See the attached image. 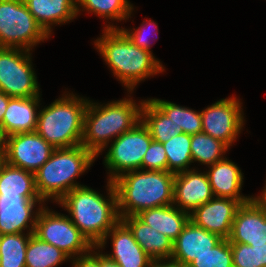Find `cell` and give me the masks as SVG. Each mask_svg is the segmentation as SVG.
<instances>
[{
    "label": "cell",
    "instance_id": "13",
    "mask_svg": "<svg viewBox=\"0 0 266 267\" xmlns=\"http://www.w3.org/2000/svg\"><path fill=\"white\" fill-rule=\"evenodd\" d=\"M240 205L237 200L231 198L213 197L190 212V221L210 233L228 239Z\"/></svg>",
    "mask_w": 266,
    "mask_h": 267
},
{
    "label": "cell",
    "instance_id": "10",
    "mask_svg": "<svg viewBox=\"0 0 266 267\" xmlns=\"http://www.w3.org/2000/svg\"><path fill=\"white\" fill-rule=\"evenodd\" d=\"M152 140L148 128L142 121L115 138L104 158V165L110 171L109 181L115 180L125 172L142 170V160Z\"/></svg>",
    "mask_w": 266,
    "mask_h": 267
},
{
    "label": "cell",
    "instance_id": "21",
    "mask_svg": "<svg viewBox=\"0 0 266 267\" xmlns=\"http://www.w3.org/2000/svg\"><path fill=\"white\" fill-rule=\"evenodd\" d=\"M29 12L43 30L50 35L51 26L77 17V0H24Z\"/></svg>",
    "mask_w": 266,
    "mask_h": 267
},
{
    "label": "cell",
    "instance_id": "29",
    "mask_svg": "<svg viewBox=\"0 0 266 267\" xmlns=\"http://www.w3.org/2000/svg\"><path fill=\"white\" fill-rule=\"evenodd\" d=\"M190 145L191 135L183 132L163 143L167 155V171L175 174L190 170L187 169L193 163Z\"/></svg>",
    "mask_w": 266,
    "mask_h": 267
},
{
    "label": "cell",
    "instance_id": "5",
    "mask_svg": "<svg viewBox=\"0 0 266 267\" xmlns=\"http://www.w3.org/2000/svg\"><path fill=\"white\" fill-rule=\"evenodd\" d=\"M83 145L55 149L49 159L34 173L36 191L44 202L48 198L59 202L71 190L84 186L74 183L95 159Z\"/></svg>",
    "mask_w": 266,
    "mask_h": 267
},
{
    "label": "cell",
    "instance_id": "22",
    "mask_svg": "<svg viewBox=\"0 0 266 267\" xmlns=\"http://www.w3.org/2000/svg\"><path fill=\"white\" fill-rule=\"evenodd\" d=\"M121 220L132 231L134 239L153 260L170 259L173 253V241L144 223L137 215L122 217Z\"/></svg>",
    "mask_w": 266,
    "mask_h": 267
},
{
    "label": "cell",
    "instance_id": "24",
    "mask_svg": "<svg viewBox=\"0 0 266 267\" xmlns=\"http://www.w3.org/2000/svg\"><path fill=\"white\" fill-rule=\"evenodd\" d=\"M0 196H22L28 200H41L34 173L7 164L0 159Z\"/></svg>",
    "mask_w": 266,
    "mask_h": 267
},
{
    "label": "cell",
    "instance_id": "19",
    "mask_svg": "<svg viewBox=\"0 0 266 267\" xmlns=\"http://www.w3.org/2000/svg\"><path fill=\"white\" fill-rule=\"evenodd\" d=\"M40 96L18 98L11 97L6 108L2 126L1 138L18 133L33 132L37 129Z\"/></svg>",
    "mask_w": 266,
    "mask_h": 267
},
{
    "label": "cell",
    "instance_id": "40",
    "mask_svg": "<svg viewBox=\"0 0 266 267\" xmlns=\"http://www.w3.org/2000/svg\"><path fill=\"white\" fill-rule=\"evenodd\" d=\"M100 267H120L114 260L108 258L105 254H100Z\"/></svg>",
    "mask_w": 266,
    "mask_h": 267
},
{
    "label": "cell",
    "instance_id": "32",
    "mask_svg": "<svg viewBox=\"0 0 266 267\" xmlns=\"http://www.w3.org/2000/svg\"><path fill=\"white\" fill-rule=\"evenodd\" d=\"M230 244L233 267H266V245Z\"/></svg>",
    "mask_w": 266,
    "mask_h": 267
},
{
    "label": "cell",
    "instance_id": "41",
    "mask_svg": "<svg viewBox=\"0 0 266 267\" xmlns=\"http://www.w3.org/2000/svg\"><path fill=\"white\" fill-rule=\"evenodd\" d=\"M2 146H3V139L0 136V159H2Z\"/></svg>",
    "mask_w": 266,
    "mask_h": 267
},
{
    "label": "cell",
    "instance_id": "4",
    "mask_svg": "<svg viewBox=\"0 0 266 267\" xmlns=\"http://www.w3.org/2000/svg\"><path fill=\"white\" fill-rule=\"evenodd\" d=\"M142 103L137 105L134 100L125 98L98 106L89 100L81 145L97 157L113 137L121 136L141 121Z\"/></svg>",
    "mask_w": 266,
    "mask_h": 267
},
{
    "label": "cell",
    "instance_id": "33",
    "mask_svg": "<svg viewBox=\"0 0 266 267\" xmlns=\"http://www.w3.org/2000/svg\"><path fill=\"white\" fill-rule=\"evenodd\" d=\"M187 267H233L229 239H223L209 252L194 259Z\"/></svg>",
    "mask_w": 266,
    "mask_h": 267
},
{
    "label": "cell",
    "instance_id": "1",
    "mask_svg": "<svg viewBox=\"0 0 266 267\" xmlns=\"http://www.w3.org/2000/svg\"><path fill=\"white\" fill-rule=\"evenodd\" d=\"M107 183L109 199L87 186H80L58 202L71 214L73 224L93 246H97L121 220L115 186L113 181Z\"/></svg>",
    "mask_w": 266,
    "mask_h": 267
},
{
    "label": "cell",
    "instance_id": "11",
    "mask_svg": "<svg viewBox=\"0 0 266 267\" xmlns=\"http://www.w3.org/2000/svg\"><path fill=\"white\" fill-rule=\"evenodd\" d=\"M54 150L36 131L18 133L3 138L2 159L11 166L35 173Z\"/></svg>",
    "mask_w": 266,
    "mask_h": 267
},
{
    "label": "cell",
    "instance_id": "38",
    "mask_svg": "<svg viewBox=\"0 0 266 267\" xmlns=\"http://www.w3.org/2000/svg\"><path fill=\"white\" fill-rule=\"evenodd\" d=\"M10 98H11L10 96H8L7 94H5L4 92L0 90V128L2 126L3 117L5 114L6 108L8 107Z\"/></svg>",
    "mask_w": 266,
    "mask_h": 267
},
{
    "label": "cell",
    "instance_id": "7",
    "mask_svg": "<svg viewBox=\"0 0 266 267\" xmlns=\"http://www.w3.org/2000/svg\"><path fill=\"white\" fill-rule=\"evenodd\" d=\"M48 36L24 0H0V47L30 50Z\"/></svg>",
    "mask_w": 266,
    "mask_h": 267
},
{
    "label": "cell",
    "instance_id": "6",
    "mask_svg": "<svg viewBox=\"0 0 266 267\" xmlns=\"http://www.w3.org/2000/svg\"><path fill=\"white\" fill-rule=\"evenodd\" d=\"M65 95L38 113L36 132L55 149L81 145L83 137L84 113L89 100L73 93Z\"/></svg>",
    "mask_w": 266,
    "mask_h": 267
},
{
    "label": "cell",
    "instance_id": "14",
    "mask_svg": "<svg viewBox=\"0 0 266 267\" xmlns=\"http://www.w3.org/2000/svg\"><path fill=\"white\" fill-rule=\"evenodd\" d=\"M173 192V205L188 213L214 197L207 174L194 169L175 173Z\"/></svg>",
    "mask_w": 266,
    "mask_h": 267
},
{
    "label": "cell",
    "instance_id": "3",
    "mask_svg": "<svg viewBox=\"0 0 266 267\" xmlns=\"http://www.w3.org/2000/svg\"><path fill=\"white\" fill-rule=\"evenodd\" d=\"M174 177L169 171L139 169L113 180L120 219L146 209L173 205Z\"/></svg>",
    "mask_w": 266,
    "mask_h": 267
},
{
    "label": "cell",
    "instance_id": "16",
    "mask_svg": "<svg viewBox=\"0 0 266 267\" xmlns=\"http://www.w3.org/2000/svg\"><path fill=\"white\" fill-rule=\"evenodd\" d=\"M228 239L230 243L266 245V212L252 199L238 207Z\"/></svg>",
    "mask_w": 266,
    "mask_h": 267
},
{
    "label": "cell",
    "instance_id": "8",
    "mask_svg": "<svg viewBox=\"0 0 266 267\" xmlns=\"http://www.w3.org/2000/svg\"><path fill=\"white\" fill-rule=\"evenodd\" d=\"M34 234L66 253L70 258L95 248L66 215L39 208ZM84 253V254H83Z\"/></svg>",
    "mask_w": 266,
    "mask_h": 267
},
{
    "label": "cell",
    "instance_id": "26",
    "mask_svg": "<svg viewBox=\"0 0 266 267\" xmlns=\"http://www.w3.org/2000/svg\"><path fill=\"white\" fill-rule=\"evenodd\" d=\"M70 257L62 250L38 238H29L25 254L26 267H56Z\"/></svg>",
    "mask_w": 266,
    "mask_h": 267
},
{
    "label": "cell",
    "instance_id": "39",
    "mask_svg": "<svg viewBox=\"0 0 266 267\" xmlns=\"http://www.w3.org/2000/svg\"><path fill=\"white\" fill-rule=\"evenodd\" d=\"M261 196L258 197H252L251 199L261 208L266 212V185L264 190L262 191Z\"/></svg>",
    "mask_w": 266,
    "mask_h": 267
},
{
    "label": "cell",
    "instance_id": "27",
    "mask_svg": "<svg viewBox=\"0 0 266 267\" xmlns=\"http://www.w3.org/2000/svg\"><path fill=\"white\" fill-rule=\"evenodd\" d=\"M174 123L178 133L197 134L202 132L201 112L179 106L175 103L151 99Z\"/></svg>",
    "mask_w": 266,
    "mask_h": 267
},
{
    "label": "cell",
    "instance_id": "37",
    "mask_svg": "<svg viewBox=\"0 0 266 267\" xmlns=\"http://www.w3.org/2000/svg\"><path fill=\"white\" fill-rule=\"evenodd\" d=\"M167 260V262H163L162 259L152 260L148 267H187L171 258Z\"/></svg>",
    "mask_w": 266,
    "mask_h": 267
},
{
    "label": "cell",
    "instance_id": "28",
    "mask_svg": "<svg viewBox=\"0 0 266 267\" xmlns=\"http://www.w3.org/2000/svg\"><path fill=\"white\" fill-rule=\"evenodd\" d=\"M191 154L192 161H199L201 164H206L208 167L220 160H223V153H226L229 146L208 135L200 132L191 135Z\"/></svg>",
    "mask_w": 266,
    "mask_h": 267
},
{
    "label": "cell",
    "instance_id": "23",
    "mask_svg": "<svg viewBox=\"0 0 266 267\" xmlns=\"http://www.w3.org/2000/svg\"><path fill=\"white\" fill-rule=\"evenodd\" d=\"M137 216L151 228L166 235L173 242L190 220V213L174 205L151 208L141 211Z\"/></svg>",
    "mask_w": 266,
    "mask_h": 267
},
{
    "label": "cell",
    "instance_id": "35",
    "mask_svg": "<svg viewBox=\"0 0 266 267\" xmlns=\"http://www.w3.org/2000/svg\"><path fill=\"white\" fill-rule=\"evenodd\" d=\"M152 24H154L153 27L157 28L156 23H154V21L149 20L146 22V26H150V25L152 26ZM141 26L142 27H138V29L136 30L133 29V32L130 30L128 31L127 29H123V28H121V30L126 34V36L131 40V42L134 45L142 49L150 51L151 45L149 44V41L147 40L148 38L145 37L146 35L144 32L145 31L144 22L141 24ZM156 32H157V29L154 33Z\"/></svg>",
    "mask_w": 266,
    "mask_h": 267
},
{
    "label": "cell",
    "instance_id": "12",
    "mask_svg": "<svg viewBox=\"0 0 266 267\" xmlns=\"http://www.w3.org/2000/svg\"><path fill=\"white\" fill-rule=\"evenodd\" d=\"M241 107V102L235 97L221 99L207 107L201 111L202 132L230 147L244 125Z\"/></svg>",
    "mask_w": 266,
    "mask_h": 267
},
{
    "label": "cell",
    "instance_id": "34",
    "mask_svg": "<svg viewBox=\"0 0 266 267\" xmlns=\"http://www.w3.org/2000/svg\"><path fill=\"white\" fill-rule=\"evenodd\" d=\"M144 169L167 171V155L163 143L152 140L142 160V170Z\"/></svg>",
    "mask_w": 266,
    "mask_h": 267
},
{
    "label": "cell",
    "instance_id": "36",
    "mask_svg": "<svg viewBox=\"0 0 266 267\" xmlns=\"http://www.w3.org/2000/svg\"><path fill=\"white\" fill-rule=\"evenodd\" d=\"M91 252L89 251L87 254L75 258L72 257L71 259H75L72 267H100V251L94 253L95 251L91 250Z\"/></svg>",
    "mask_w": 266,
    "mask_h": 267
},
{
    "label": "cell",
    "instance_id": "30",
    "mask_svg": "<svg viewBox=\"0 0 266 267\" xmlns=\"http://www.w3.org/2000/svg\"><path fill=\"white\" fill-rule=\"evenodd\" d=\"M27 235V236H26ZM2 235L0 240V267H26L25 254L32 233Z\"/></svg>",
    "mask_w": 266,
    "mask_h": 267
},
{
    "label": "cell",
    "instance_id": "17",
    "mask_svg": "<svg viewBox=\"0 0 266 267\" xmlns=\"http://www.w3.org/2000/svg\"><path fill=\"white\" fill-rule=\"evenodd\" d=\"M222 240L220 236L206 231L189 220L173 242L171 259L188 266L194 259L209 252Z\"/></svg>",
    "mask_w": 266,
    "mask_h": 267
},
{
    "label": "cell",
    "instance_id": "9",
    "mask_svg": "<svg viewBox=\"0 0 266 267\" xmlns=\"http://www.w3.org/2000/svg\"><path fill=\"white\" fill-rule=\"evenodd\" d=\"M30 55V50L0 47V90L8 96H40Z\"/></svg>",
    "mask_w": 266,
    "mask_h": 267
},
{
    "label": "cell",
    "instance_id": "31",
    "mask_svg": "<svg viewBox=\"0 0 266 267\" xmlns=\"http://www.w3.org/2000/svg\"><path fill=\"white\" fill-rule=\"evenodd\" d=\"M78 6L103 18L119 21L129 18L133 10L128 0H77Z\"/></svg>",
    "mask_w": 266,
    "mask_h": 267
},
{
    "label": "cell",
    "instance_id": "2",
    "mask_svg": "<svg viewBox=\"0 0 266 267\" xmlns=\"http://www.w3.org/2000/svg\"><path fill=\"white\" fill-rule=\"evenodd\" d=\"M103 31L102 37L96 39L95 46L114 76L130 92L140 81L165 69L151 51L134 45L119 27L112 24Z\"/></svg>",
    "mask_w": 266,
    "mask_h": 267
},
{
    "label": "cell",
    "instance_id": "18",
    "mask_svg": "<svg viewBox=\"0 0 266 267\" xmlns=\"http://www.w3.org/2000/svg\"><path fill=\"white\" fill-rule=\"evenodd\" d=\"M41 204L42 200H28L22 196H0V233L2 235L23 233L29 227L34 233L38 211H32L35 203ZM35 215V216H32Z\"/></svg>",
    "mask_w": 266,
    "mask_h": 267
},
{
    "label": "cell",
    "instance_id": "25",
    "mask_svg": "<svg viewBox=\"0 0 266 267\" xmlns=\"http://www.w3.org/2000/svg\"><path fill=\"white\" fill-rule=\"evenodd\" d=\"M141 121L156 142L164 143L178 134L171 119L151 99L142 103Z\"/></svg>",
    "mask_w": 266,
    "mask_h": 267
},
{
    "label": "cell",
    "instance_id": "20",
    "mask_svg": "<svg viewBox=\"0 0 266 267\" xmlns=\"http://www.w3.org/2000/svg\"><path fill=\"white\" fill-rule=\"evenodd\" d=\"M206 172L215 197L231 198L240 204L247 203L252 197L240 195L243 174L234 162L226 157L212 165Z\"/></svg>",
    "mask_w": 266,
    "mask_h": 267
},
{
    "label": "cell",
    "instance_id": "15",
    "mask_svg": "<svg viewBox=\"0 0 266 267\" xmlns=\"http://www.w3.org/2000/svg\"><path fill=\"white\" fill-rule=\"evenodd\" d=\"M108 236H111L113 252L106 256L120 267H148L152 262L153 259L137 243L132 231L122 220L105 235L95 249L103 248Z\"/></svg>",
    "mask_w": 266,
    "mask_h": 267
}]
</instances>
